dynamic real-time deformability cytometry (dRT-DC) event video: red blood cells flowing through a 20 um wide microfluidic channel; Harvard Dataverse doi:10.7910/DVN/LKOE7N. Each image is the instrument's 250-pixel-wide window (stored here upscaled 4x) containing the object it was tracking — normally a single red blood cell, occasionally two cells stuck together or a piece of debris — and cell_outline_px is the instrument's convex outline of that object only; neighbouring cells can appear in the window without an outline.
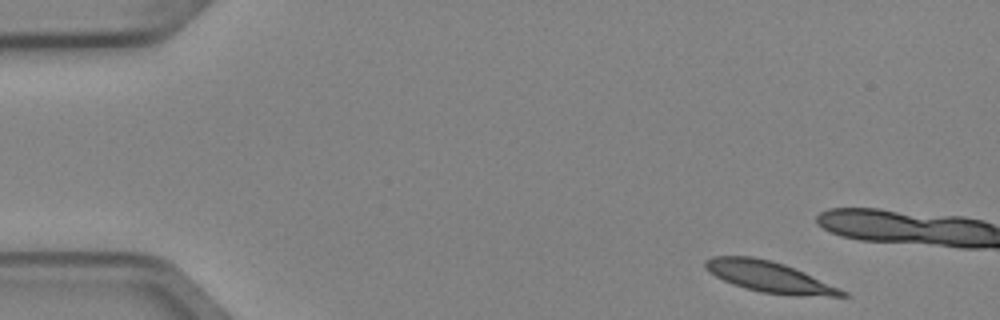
{"species": "Egyptian fruit bat (a non-hibernating species)", "species_latin": "Rousettus aegyptiacus", "temperature_condition": "cold", "stored_images_in_passage": 4, "camera_frame_rate_fps": 3000, "um_per_image_px": 0.085, "animal": {"sex": "female"}, "frame": {"image": 1, "passage_image": 1, "time_ms": 0.0, "image_size_px": [1000, 320], "cell_outline_px": [[848, 296], [796, 296], [760, 292], [744, 288], [732, 284], [708, 272], [704, 268], [704, 260], [712, 256], [752, 256], [772, 260], [784, 264], [804, 272], [840, 288], [848, 292]], "centroid_in_image_um": [65.37, 23.53], "position_along_channel_um": 19.6, "area_um2": 24.8}}